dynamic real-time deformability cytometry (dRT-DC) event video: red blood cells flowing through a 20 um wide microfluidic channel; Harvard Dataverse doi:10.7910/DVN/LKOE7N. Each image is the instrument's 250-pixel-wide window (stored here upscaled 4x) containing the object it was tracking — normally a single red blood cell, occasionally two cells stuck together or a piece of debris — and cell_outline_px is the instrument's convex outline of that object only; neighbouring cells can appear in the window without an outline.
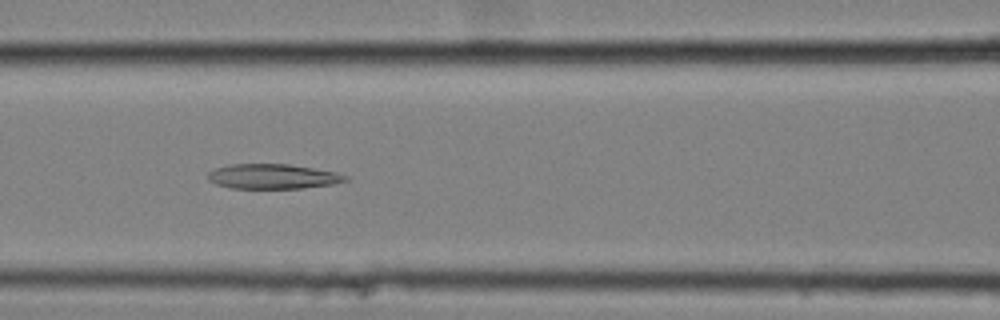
{"species": "common noctule bat (a hibernating species)", "species_latin": "Nyctalus noctula", "temperature_condition": "cold", "stored_images_in_passage": 57, "camera_frame_rate_fps": 3000, "um_per_image_px": 0.085, "animal": {"sex": "female", "body_mass_g": 25.1}, "frame": {"image": 1, "passage_image": 25, "time_ms": 8.0, "image_size_px": [1000, 320], "cell_outline_px": [[348, 180], [332, 184], [300, 188], [232, 188], [216, 184], [208, 180], [208, 172], [216, 168], [228, 164], [288, 164], [336, 172], [348, 176]], "centroid_in_image_um": [23.16, 14.99], "position_along_channel_um": 143.4, "area_um2": 19.77}}
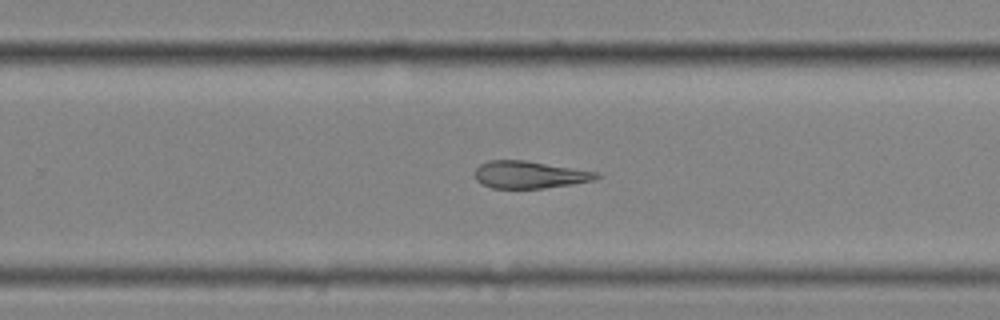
{"frame": {"image": 2, "passage_image": 37, "time_ms": 12.0, "image_size_px": [1000, 320], "cell_outline_px": [[600, 176], [592, 180], [572, 184], [544, 188], [492, 188], [476, 180], [476, 168], [480, 164], [488, 160], [524, 160], [600, 172]], "centroid_in_image_um": [45.02, 14.84], "position_along_channel_um": 284.8, "area_um2": 19.19}}
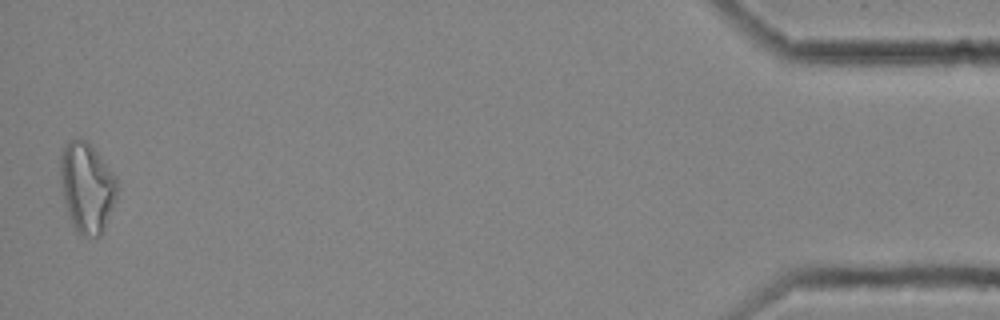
{"frame": {"image": 3, "passage_image": 56, "time_ms": 18.333, "image_size_px": [1000, 320], "cell_outline_px": [[116, 200], [104, 228], [100, 236], [84, 236], [72, 224], [68, 216], [64, 200], [60, 180], [60, 156], [64, 148], [72, 140], [80, 136], [88, 140], [116, 176]], "centroid_in_image_um": [7.38, 15.9], "position_along_channel_um": 427.8, "area_um2": 29.71}, "authors_computed_cell_mechanics": {"area_um2": 23.0622, "velocity_mm_per_s": 3.5457, "shape_relaxation_time_tau1_ms": null, "shape_relaxation_time_tau2_ms": 6.5822, "deformation_change_tau1": null, "deformation_change_tau2": 0.2029}}